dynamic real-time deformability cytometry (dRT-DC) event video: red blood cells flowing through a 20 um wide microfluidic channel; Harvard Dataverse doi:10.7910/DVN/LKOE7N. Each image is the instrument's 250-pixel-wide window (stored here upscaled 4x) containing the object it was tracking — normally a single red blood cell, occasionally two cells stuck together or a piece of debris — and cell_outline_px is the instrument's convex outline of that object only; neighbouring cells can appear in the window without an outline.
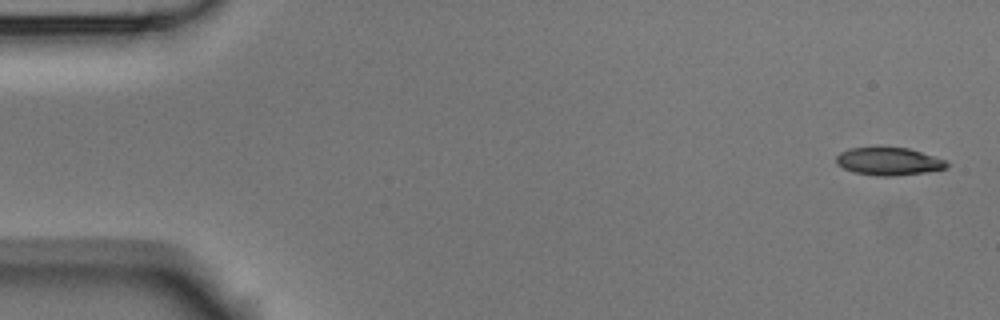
{"species": "Egyptian fruit bat (a non-hibernating species)", "species_latin": "Rousettus aegyptiacus", "temperature_condition": "room temperature", "stored_images_in_passage": 5, "camera_frame_rate_fps": 3000, "um_per_image_px": 0.085, "animal": {"sex": "male"}, "frame": {"image": 1, "passage_image": 1, "time_ms": 0.0, "image_size_px": [1000, 320], "cell_outline_px": [[948, 168], [924, 172], [892, 176], [876, 176], [852, 172], [836, 164], [836, 156], [840, 152], [848, 148], [876, 144], [880, 144], [908, 148], [944, 160], [948, 164]], "centroid_in_image_um": [75.44, 13.66], "position_along_channel_um": 9.6, "area_um2": 18.55}}
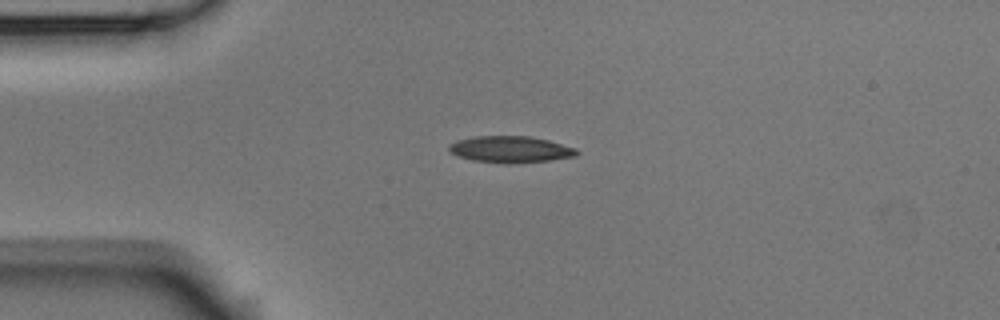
{"frame": {"image": 2, "passage_image": 4, "time_ms": 1.0, "image_size_px": [1000, 320], "cell_outline_px": [[580, 152], [576, 156], [548, 160], [472, 160], [456, 156], [448, 148], [448, 144], [456, 140], [476, 136], [528, 136], [548, 140], [576, 148]], "centroid_in_image_um": [43.37, 12.63], "position_along_channel_um": 41.6, "area_um2": 18.67}}